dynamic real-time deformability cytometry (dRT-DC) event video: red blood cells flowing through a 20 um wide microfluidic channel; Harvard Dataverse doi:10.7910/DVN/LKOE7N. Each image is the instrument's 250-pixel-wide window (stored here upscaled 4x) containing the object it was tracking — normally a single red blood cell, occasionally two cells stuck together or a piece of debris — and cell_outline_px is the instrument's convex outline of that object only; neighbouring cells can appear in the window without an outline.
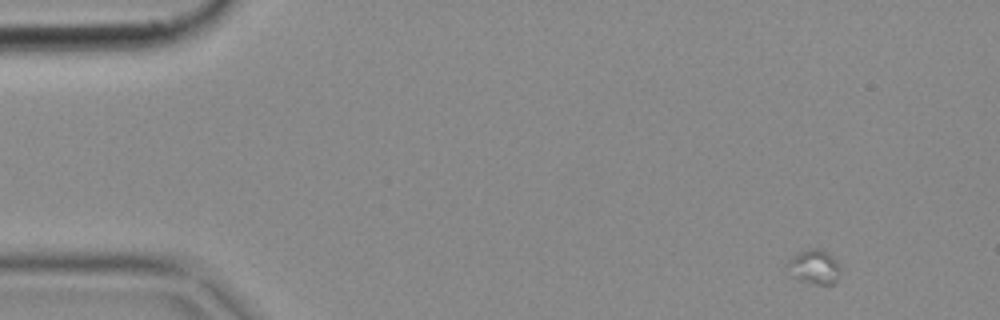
{"species": "common noctule bat (a hibernating species)", "species_latin": "Nyctalus noctula", "temperature_condition": "cold", "stored_images_in_passage": 4, "camera_frame_rate_fps": 3000, "um_per_image_px": 0.085, "animal": {"sex": "female", "body_mass_g": 18.4}, "frame": {"image": 1, "passage_image": 1, "time_ms": 0.0, "image_size_px": [1000, 320], "cell_outline_px": [[840, 268], [836, 280], [832, 284], [816, 284], [804, 280], [784, 268], [784, 264], [792, 256], [808, 248], [820, 248], [828, 252], [840, 264]], "centroid_in_image_um": [69.2, 22.63], "position_along_channel_um": 15.8, "area_um2": 10.46}}